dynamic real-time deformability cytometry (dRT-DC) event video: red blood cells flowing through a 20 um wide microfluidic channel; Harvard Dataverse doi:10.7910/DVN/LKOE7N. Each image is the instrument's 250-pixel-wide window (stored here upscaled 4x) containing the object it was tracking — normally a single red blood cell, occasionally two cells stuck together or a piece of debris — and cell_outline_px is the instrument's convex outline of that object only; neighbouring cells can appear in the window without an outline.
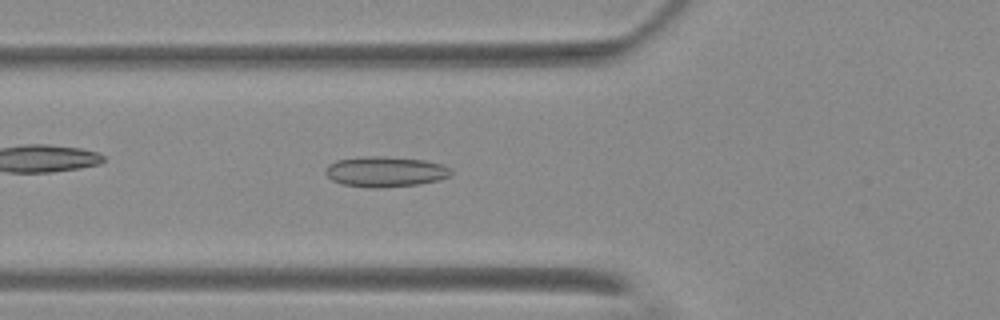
{"species": "Egyptian fruit bat (a non-hibernating species)", "species_latin": "Rousettus aegyptiacus", "temperature_condition": "warm", "stored_images_in_passage": 51, "camera_frame_rate_fps": 3000, "um_per_image_px": 0.085, "animal": {"sex": "female"}, "frame": {"image": 1, "passage_image": 18, "time_ms": 5.667, "image_size_px": [1000, 320], "cell_outline_px": [[452, 176], [420, 184], [380, 188], [372, 188], [340, 184], [332, 180], [324, 172], [328, 164], [336, 160], [360, 156], [388, 156], [424, 160], [440, 164], [452, 168]], "centroid_in_image_um": [32.74, 14.59], "position_along_channel_um": 93.1, "area_um2": 22.54}}
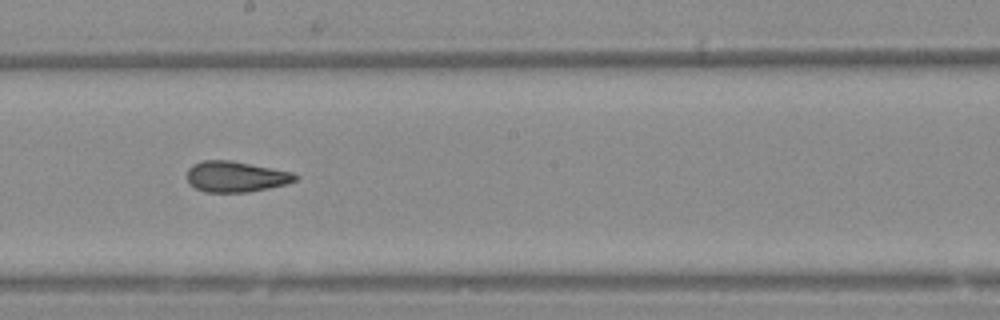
{"frame": {"image": 2, "passage_image": 29, "time_ms": 9.333, "image_size_px": [1000, 320], "cell_outline_px": [[300, 176], [296, 180], [288, 184], [248, 192], [204, 192], [196, 188], [188, 180], [188, 168], [192, 164], [204, 160], [232, 160], [292, 172]], "centroid_in_image_um": [20.07, 15.01], "position_along_channel_um": 228.1, "area_um2": 19.42}}
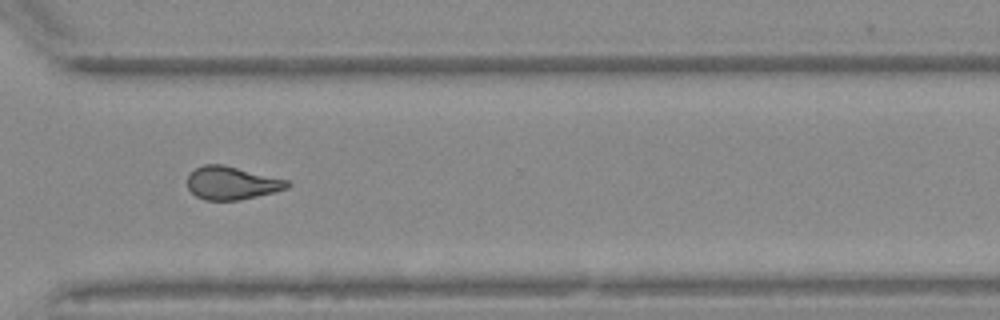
{"frame": {"image": 3, "passage_image": 39, "time_ms": 12.667, "image_size_px": [1000, 320], "cell_outline_px": [[292, 184], [288, 188], [240, 200], [204, 200], [196, 196], [188, 188], [188, 176], [196, 168], [204, 164], [224, 164], [288, 180]], "centroid_in_image_um": [19.7, 15.55], "position_along_channel_um": 350.9, "area_um2": 19.19}}